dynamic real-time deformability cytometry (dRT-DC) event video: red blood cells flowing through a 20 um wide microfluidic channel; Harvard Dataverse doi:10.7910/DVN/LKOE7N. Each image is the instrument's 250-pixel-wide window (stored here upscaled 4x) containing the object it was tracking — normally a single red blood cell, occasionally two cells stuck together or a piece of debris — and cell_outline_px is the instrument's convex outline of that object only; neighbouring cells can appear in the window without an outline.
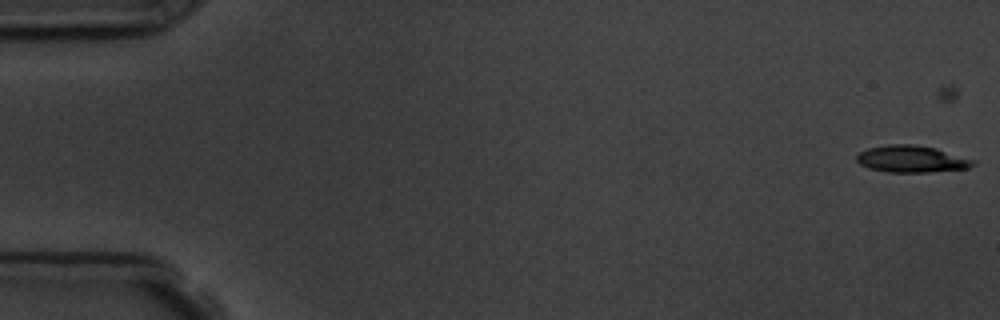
{"species": "common noctule bat (a hibernating species)", "species_latin": "Nyctalus noctula", "temperature_condition": "room temperature", "stored_images_in_passage": 5, "camera_frame_rate_fps": 3000, "um_per_image_px": 0.085, "animal": {"sex": "male", "body_mass_g": 19.5, "forearm_length_mm": 54.6}, "frame": {"image": 1, "passage_image": 1, "time_ms": 0.0, "image_size_px": [1000, 320], "cell_outline_px": [[976, 164], [968, 168], [932, 172], [888, 172], [868, 168], [860, 164], [856, 160], [856, 156], [860, 152], [868, 148], [888, 144], [916, 144], [936, 148], [976, 160]], "centroid_in_image_um": [77.5, 13.51], "position_along_channel_um": 7.5, "area_um2": 18.38}}
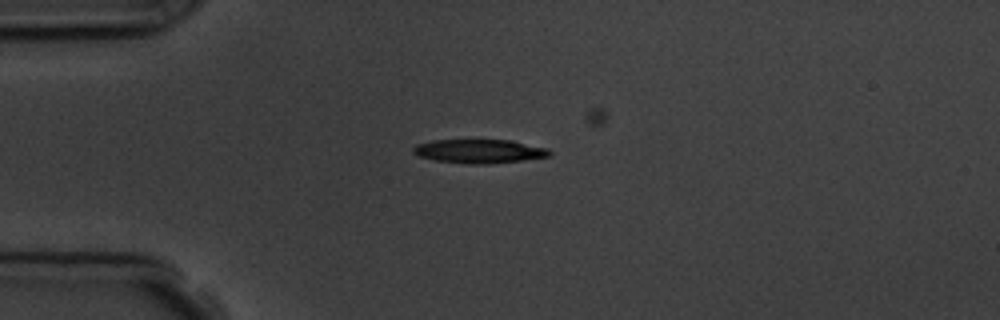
{"frame": {"image": 2, "passage_image": 4, "time_ms": 4.333, "image_size_px": [1000, 320], "cell_outline_px": [[552, 156], [524, 160], [484, 164], [464, 164], [436, 160], [420, 156], [412, 152], [412, 148], [416, 144], [432, 140], [512, 140], [548, 148], [552, 152]], "centroid_in_image_um": [40.77, 12.85], "position_along_channel_um": 44.2, "area_um2": 19.07}}